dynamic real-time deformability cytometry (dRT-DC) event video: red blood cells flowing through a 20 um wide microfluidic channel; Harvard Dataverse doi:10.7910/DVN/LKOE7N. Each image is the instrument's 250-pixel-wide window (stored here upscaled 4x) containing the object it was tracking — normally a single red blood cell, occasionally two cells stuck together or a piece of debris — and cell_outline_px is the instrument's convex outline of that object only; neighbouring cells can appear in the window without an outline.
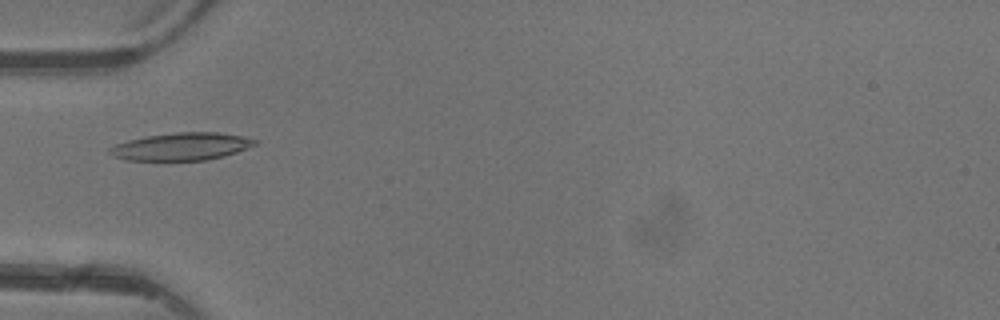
{"species": "common noctule bat (a hibernating species)", "species_latin": "Nyctalus noctula", "temperature_condition": "warm", "stored_images_in_passage": 4, "camera_frame_rate_fps": 3000, "um_per_image_px": 0.085, "animal": {"sex": "female"}, "frame": {"image": 1, "passage_image": 3, "time_ms": 2.333, "image_size_px": [1000, 320], "cell_outline_px": [[260, 144], [224, 156], [208, 160], [124, 160], [112, 156], [108, 152], [108, 148], [116, 144], [128, 140], [148, 136], [176, 132], [220, 132], [260, 140]], "centroid_in_image_um": [15.45, 12.45], "position_along_channel_um": 69.5, "area_um2": 23.47}}
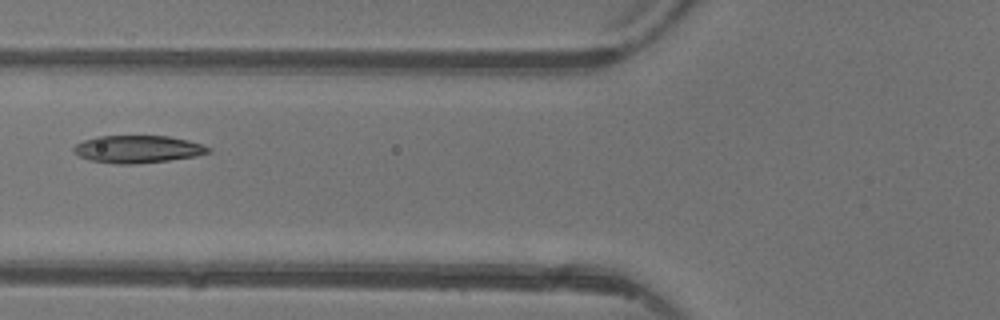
{"frame": {"image": 2, "passage_image": 4, "time_ms": 3.333, "image_size_px": [1000, 320], "cell_outline_px": [[212, 152], [196, 156], [168, 160], [132, 164], [116, 164], [88, 160], [80, 156], [72, 148], [76, 144], [84, 140], [96, 136], [168, 136], [188, 140], [204, 144], [212, 148]], "centroid_in_image_um": [11.75, 12.67], "position_along_channel_um": 114.1, "area_um2": 21.62}}